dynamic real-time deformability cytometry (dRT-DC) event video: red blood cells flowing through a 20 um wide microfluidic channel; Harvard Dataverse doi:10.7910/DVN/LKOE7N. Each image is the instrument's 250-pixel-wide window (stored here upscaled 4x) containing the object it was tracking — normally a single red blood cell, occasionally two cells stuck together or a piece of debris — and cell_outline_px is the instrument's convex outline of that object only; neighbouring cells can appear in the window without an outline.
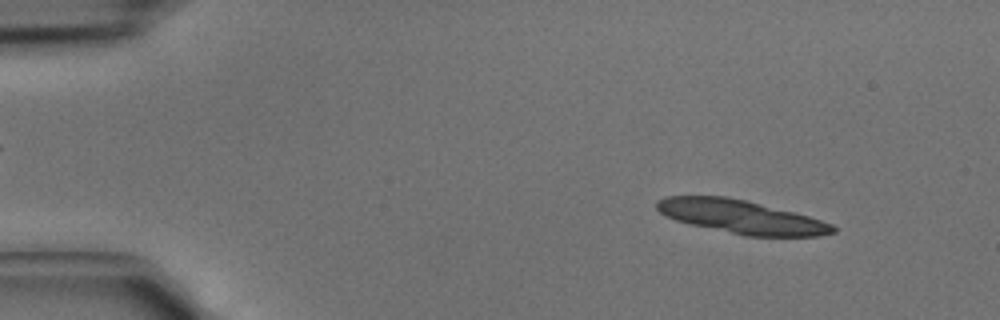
{"species": "common noctule bat (a hibernating species)", "species_latin": "Nyctalus noctula", "temperature_condition": "cold", "stored_images_in_passage": 14, "segment_of_instrument_passage": [1, 2], "camera_frame_rate_fps": 3000, "um_per_image_px": 0.085, "animal": {"sex": "male", "body_mass_g": 15.6}, "frame": {"image": 1, "passage_image": 4, "time_ms": 1.0, "image_size_px": [1000, 320], "cell_outline_px": [[836, 232], [820, 236], [744, 236], [688, 224], [676, 220], [660, 212], [656, 208], [656, 200], [664, 196], [724, 196], [744, 200], [808, 216], [832, 224], [836, 228]], "centroid_in_image_um": [62.96, 18.44], "position_along_channel_um": 22.0, "area_um2": 34.1}}